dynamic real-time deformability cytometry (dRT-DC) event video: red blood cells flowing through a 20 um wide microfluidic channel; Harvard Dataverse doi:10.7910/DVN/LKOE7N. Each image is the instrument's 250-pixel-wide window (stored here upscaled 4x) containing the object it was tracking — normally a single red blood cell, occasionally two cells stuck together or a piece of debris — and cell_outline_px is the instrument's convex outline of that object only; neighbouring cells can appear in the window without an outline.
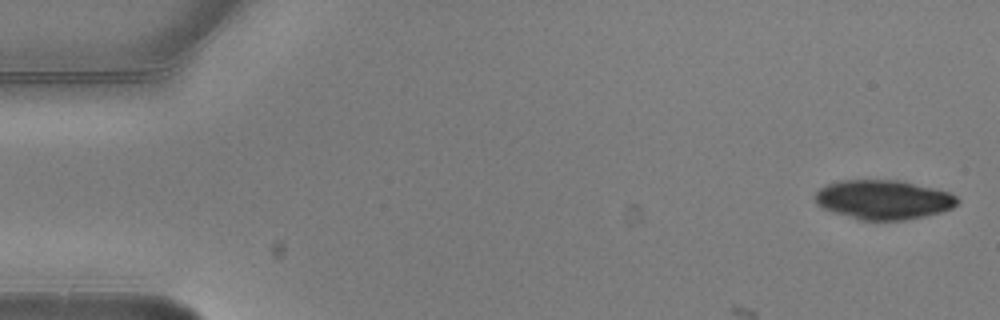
{"species": "common noctule bat (a hibernating species)", "species_latin": "Nyctalus noctula", "temperature_condition": "warm", "stored_images_in_passage": 5, "camera_frame_rate_fps": 3000, "um_per_image_px": 0.085, "animal": {"sex": "male", "body_mass_g": 20.5, "forearm_length_mm": 52.5}, "frame": {"image": 1, "passage_image": 1, "time_ms": 0.0, "image_size_px": [1000, 320], "cell_outline_px": [[960, 200], [952, 208], [940, 212], [924, 216], [904, 220], [856, 220], [820, 208], [816, 204], [816, 192], [820, 188], [828, 184], [840, 180], [900, 180], [948, 192], [956, 196]], "centroid_in_image_um": [75.05, 16.98], "position_along_channel_um": 10.0, "area_um2": 32.66}}